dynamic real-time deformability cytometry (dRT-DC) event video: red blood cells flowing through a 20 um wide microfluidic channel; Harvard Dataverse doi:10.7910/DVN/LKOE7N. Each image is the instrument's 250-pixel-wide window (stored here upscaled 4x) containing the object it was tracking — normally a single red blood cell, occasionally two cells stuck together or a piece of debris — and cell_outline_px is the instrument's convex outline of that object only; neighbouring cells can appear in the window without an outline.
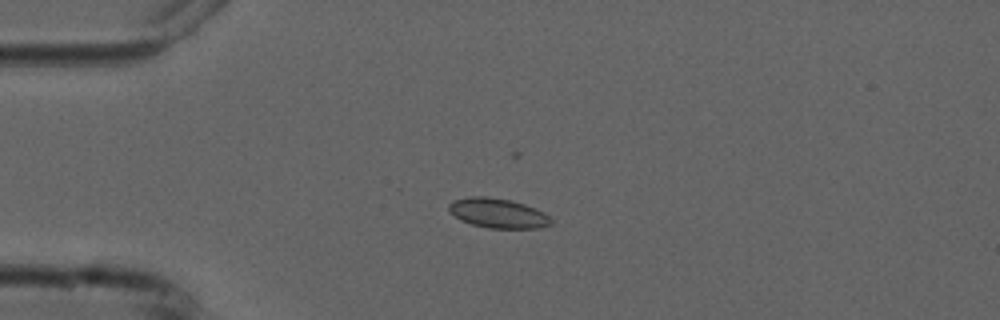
{"species": "common noctule bat (a hibernating species)", "species_latin": "Nyctalus noctula", "temperature_condition": "cold", "stored_images_in_passage": 6, "camera_frame_rate_fps": 3000, "um_per_image_px": 0.085, "animal": {"sex": "male", "forearm_length_mm": 52.5}, "frame": {"image": 1, "passage_image": 3, "time_ms": 2.333, "image_size_px": [1000, 320], "cell_outline_px": [[552, 224], [540, 228], [488, 228], [472, 224], [460, 220], [448, 208], [448, 204], [452, 200], [468, 196], [484, 196], [508, 200], [524, 204], [544, 212], [552, 220]], "centroid_in_image_um": [42.32, 18.12], "position_along_channel_um": 42.7, "area_um2": 17.57}}
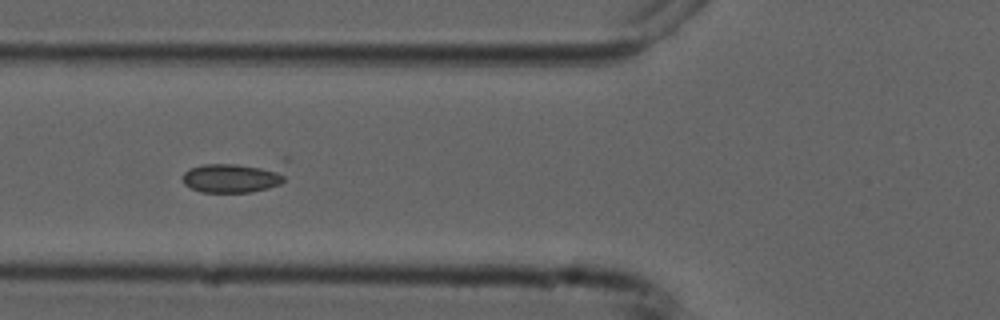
{"frame": {"image": 2, "passage_image": 5, "time_ms": 4.667, "image_size_px": [1000, 320], "cell_outline_px": [[284, 180], [280, 184], [268, 188], [252, 192], [200, 192], [184, 184], [180, 176], [188, 168], [204, 164], [236, 164], [280, 168], [284, 176]], "centroid_in_image_um": [19.68, 15.12], "position_along_channel_um": 106.1, "area_um2": 17.63}}
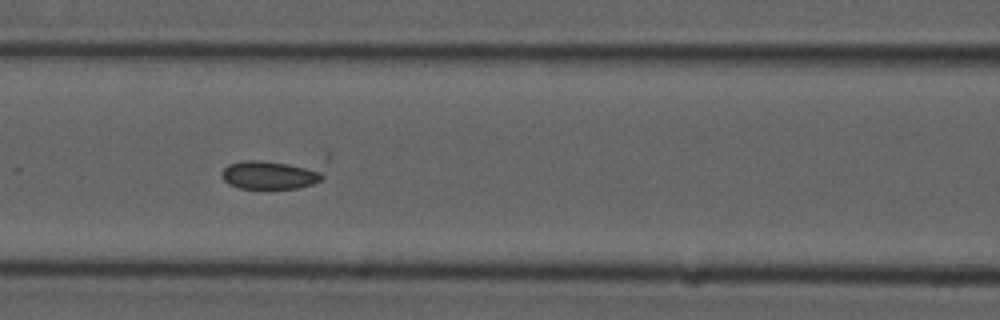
{"frame": {"image": 3, "passage_image": 6, "time_ms": 5.667, "image_size_px": [1000, 320], "cell_outline_px": [[324, 176], [320, 180], [312, 184], [296, 188], [240, 188], [228, 184], [224, 180], [220, 172], [228, 164], [244, 160], [260, 160], [320, 168]], "centroid_in_image_um": [22.92, 14.86], "position_along_channel_um": 143.7, "area_um2": 16.7}}